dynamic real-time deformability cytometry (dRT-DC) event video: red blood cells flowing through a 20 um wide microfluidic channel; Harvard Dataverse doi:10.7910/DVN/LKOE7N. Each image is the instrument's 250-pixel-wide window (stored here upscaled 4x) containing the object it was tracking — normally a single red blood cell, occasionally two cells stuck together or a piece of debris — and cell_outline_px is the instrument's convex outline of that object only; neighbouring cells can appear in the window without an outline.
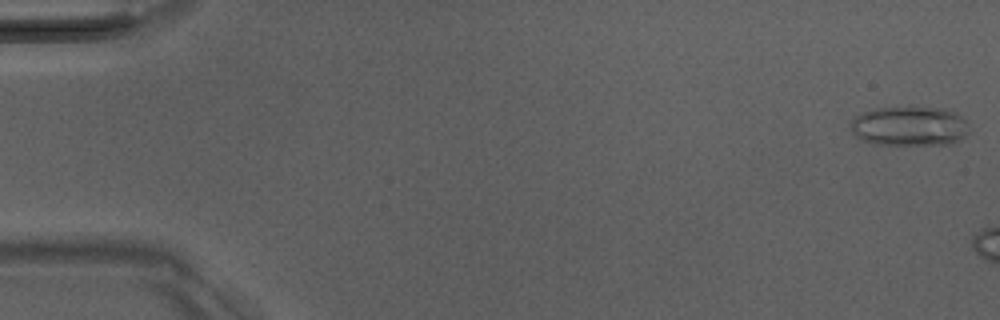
{"species": "Egyptian fruit bat (a non-hibernating species)", "species_latin": "Rousettus aegyptiacus", "temperature_condition": "room temperature", "stored_images_in_passage": 14, "camera_frame_rate_fps": 3000, "um_per_image_px": 0.085, "animal": {"sex": "male"}, "frame": {"image": 1, "passage_image": 1, "time_ms": 0.0, "image_size_px": [1000, 320], "cell_outline_px": [[968, 132], [960, 140], [952, 144], [876, 144], [860, 140], [852, 132], [852, 116], [876, 108], [944, 108], [956, 112], [968, 120]], "centroid_in_image_um": [77.34, 10.72], "position_along_channel_um": 7.7, "area_um2": 27.34}}